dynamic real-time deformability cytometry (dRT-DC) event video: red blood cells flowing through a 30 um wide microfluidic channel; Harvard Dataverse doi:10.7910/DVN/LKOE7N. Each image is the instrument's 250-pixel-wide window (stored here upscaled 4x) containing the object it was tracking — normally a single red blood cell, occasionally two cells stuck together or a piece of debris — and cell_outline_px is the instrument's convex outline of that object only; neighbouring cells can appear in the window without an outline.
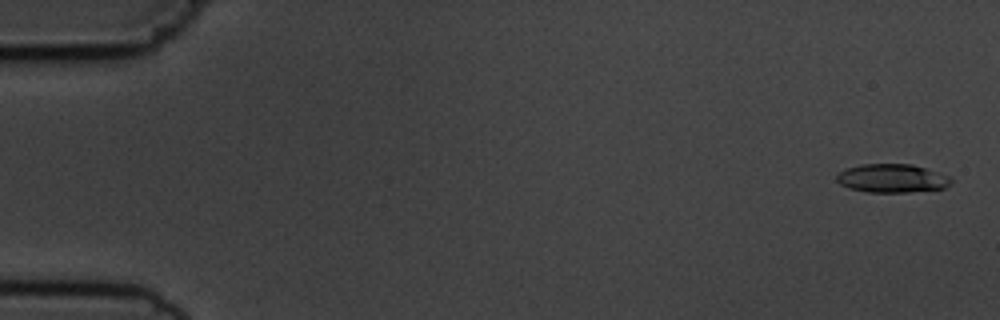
{"species": "common noctule bat (a hibernating species)", "species_latin": "Nyctalus noctula", "temperature_condition": "cold", "stored_images_in_passage": 5, "camera_frame_rate_fps": 3000, "um_per_image_px": 0.085, "animal": {"sex": "male", "body_mass_g": 19.5, "forearm_length_mm": 54.6}, "frame": {"image": 1, "passage_image": 1, "time_ms": 0.0, "image_size_px": [1000, 320], "cell_outline_px": [[952, 184], [944, 188], [908, 192], [868, 192], [848, 188], [840, 184], [836, 180], [836, 176], [840, 172], [848, 168], [860, 164], [912, 164], [948, 176], [952, 180]], "centroid_in_image_um": [75.81, 15.16], "position_along_channel_um": 9.2, "area_um2": 18.9}}
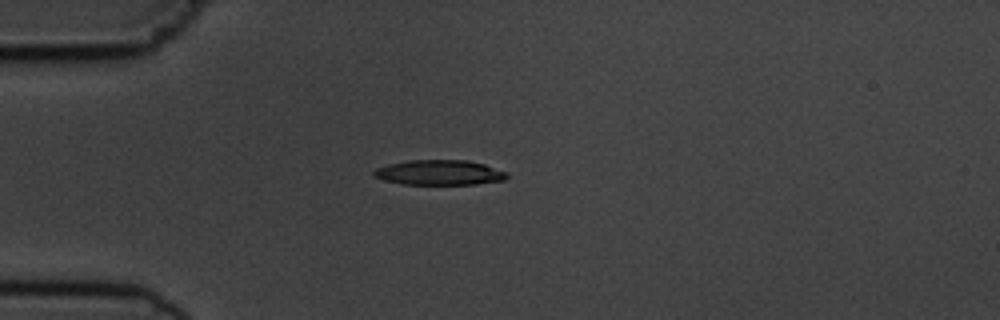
{"frame": {"image": 2, "passage_image": 5, "time_ms": 4.333, "image_size_px": [1000, 320], "cell_outline_px": [[508, 176], [504, 180], [476, 184], [400, 184], [384, 180], [372, 176], [372, 172], [376, 168], [388, 164], [408, 160], [468, 160], [484, 164], [508, 172]], "centroid_in_image_um": [37.33, 14.66], "position_along_channel_um": 47.7, "area_um2": 19.54}}